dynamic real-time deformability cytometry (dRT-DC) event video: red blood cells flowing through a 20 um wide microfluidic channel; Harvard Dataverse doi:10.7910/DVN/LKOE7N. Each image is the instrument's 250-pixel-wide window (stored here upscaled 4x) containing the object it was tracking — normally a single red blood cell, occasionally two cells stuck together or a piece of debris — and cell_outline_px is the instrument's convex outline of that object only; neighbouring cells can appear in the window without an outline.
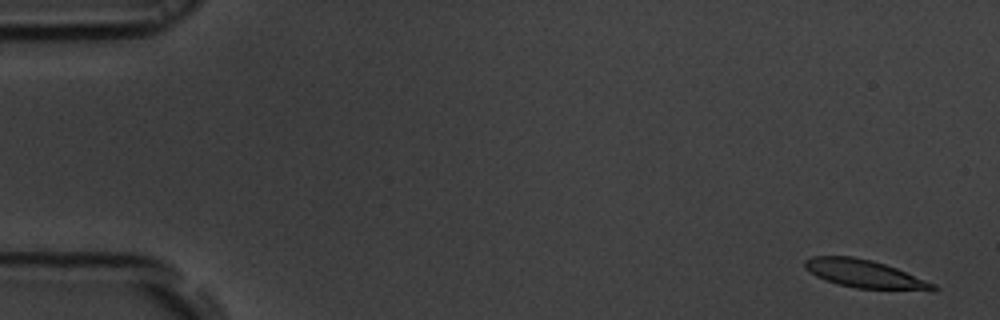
{"species": "common noctule bat (a hibernating species)", "species_latin": "Nyctalus noctula", "temperature_condition": "room temperature", "stored_images_in_passage": 54, "camera_frame_rate_fps": 3000, "um_per_image_px": 0.085, "animal": {"sex": "male", "body_mass_g": 19.5, "forearm_length_mm": 54.6}, "frame": {"image": 1, "passage_image": 1, "time_ms": 0.0, "image_size_px": [1000, 320], "cell_outline_px": [[940, 288], [932, 292], [856, 288], [840, 284], [816, 276], [804, 268], [804, 260], [812, 256], [852, 256], [872, 260], [896, 268], [936, 284]], "centroid_in_image_um": [73.58, 23.3], "position_along_channel_um": 11.4, "area_um2": 21.21}}
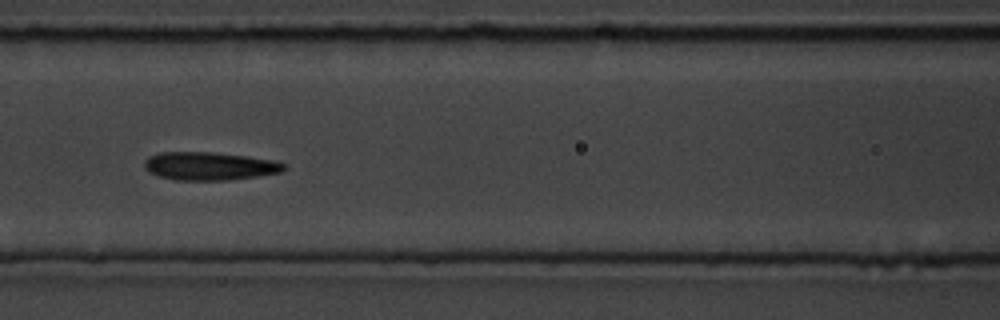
{"frame": {"image": 2, "passage_image": 23, "time_ms": 7.333, "image_size_px": [1000, 320], "cell_outline_px": [[288, 168], [280, 172], [256, 176], [228, 180], [176, 180], [160, 176], [148, 172], [144, 168], [144, 160], [148, 156], [160, 152], [212, 152], [248, 156], [272, 160], [288, 164]], "centroid_in_image_um": [17.8, 14.11], "position_along_channel_um": 148.8, "area_um2": 23.0}}
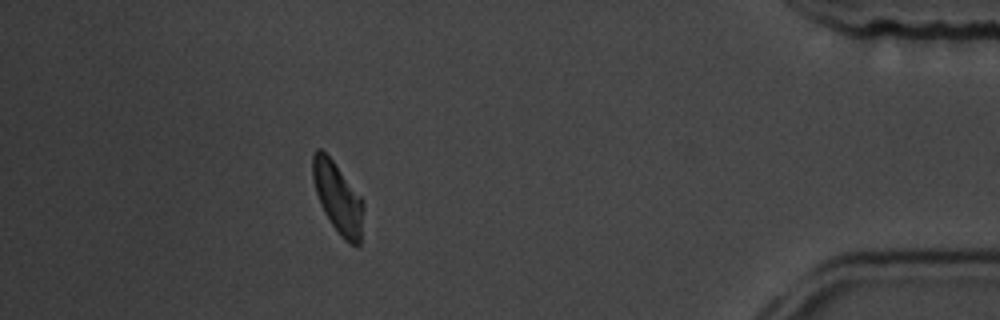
{"frame": {"image": 3, "passage_image": 48, "time_ms": 15.667, "image_size_px": [1000, 320], "cell_outline_px": [[364, 204], [360, 244], [356, 248], [344, 240], [340, 236], [324, 212], [320, 204], [312, 180], [312, 156], [316, 148], [320, 148], [332, 160], [360, 196]], "centroid_in_image_um": [28.71, 16.84], "position_along_channel_um": 406.5, "area_um2": 20.81}, "authors_computed_cell_mechanics": {"area_um2": 22.1085, "velocity_mm_per_s": 3.6897, "shape_relaxation_time_tau1_ms": 3.4208, "shape_relaxation_time_tau2_ms": 2.8949, "deformation_change_tau1": 0.1244, "deformation_change_tau2": 0.1021}}